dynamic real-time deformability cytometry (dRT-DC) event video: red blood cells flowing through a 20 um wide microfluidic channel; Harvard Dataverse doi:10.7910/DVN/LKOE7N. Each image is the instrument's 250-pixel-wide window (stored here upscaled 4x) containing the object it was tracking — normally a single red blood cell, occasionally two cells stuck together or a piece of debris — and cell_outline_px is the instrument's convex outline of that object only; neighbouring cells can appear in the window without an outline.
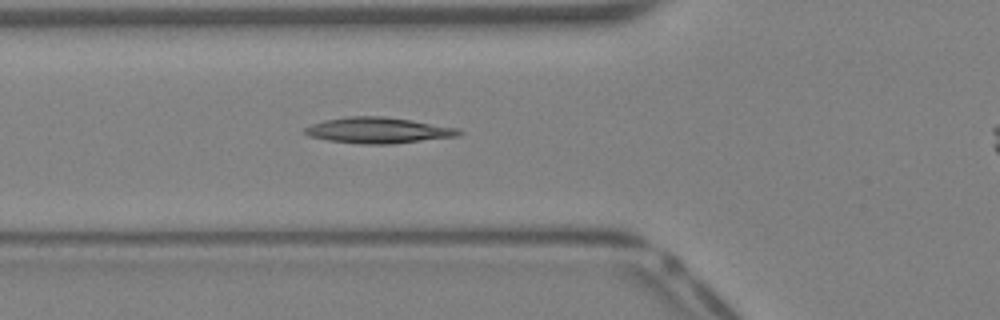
{"species": "Egyptian fruit bat (a non-hibernating species)", "species_latin": "Rousettus aegyptiacus", "temperature_condition": "warm", "stored_images_in_passage": 29, "camera_frame_rate_fps": 3000, "um_per_image_px": 0.085, "animal": {"sex": "female"}, "frame": {"image": 1, "passage_image": 8, "time_ms": 2.333, "image_size_px": [1000, 320], "cell_outline_px": [[464, 132], [456, 136], [392, 144], [360, 144], [328, 140], [308, 136], [304, 132], [304, 128], [312, 124], [324, 120], [348, 116], [380, 116], [412, 120], [460, 128]], "centroid_in_image_um": [32.15, 11.07], "position_along_channel_um": 93.7, "area_um2": 23.24}}
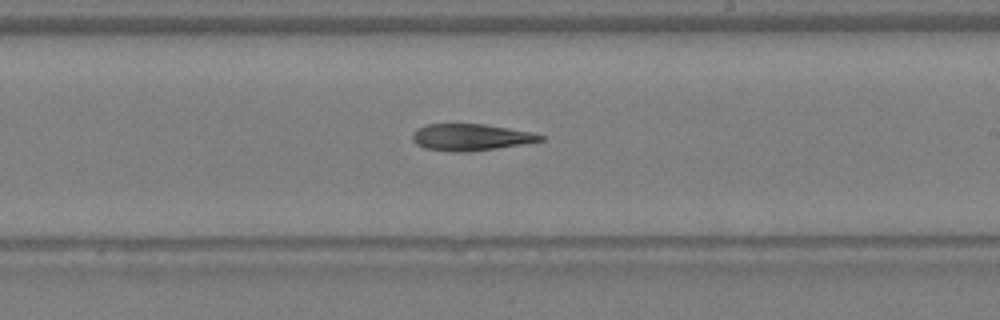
{"frame": {"image": 2, "passage_image": 17, "time_ms": 5.333, "image_size_px": [1000, 320], "cell_outline_px": [[544, 140], [496, 148], [468, 152], [456, 152], [424, 148], [416, 144], [412, 140], [412, 132], [416, 128], [428, 124], [484, 124], [532, 132], [544, 136]], "centroid_in_image_um": [39.96, 11.66], "position_along_channel_um": 249.0, "area_um2": 19.83}}
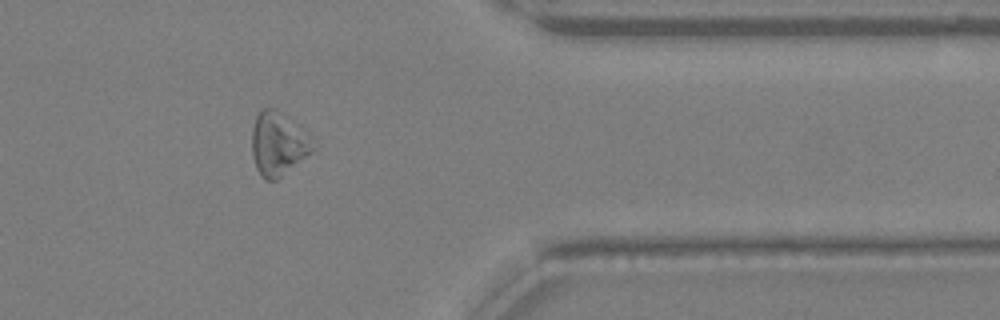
{"frame": {"image": 3, "passage_image": 26, "time_ms": 8.333, "image_size_px": [1000, 320], "cell_outline_px": [[316, 148], [312, 152], [276, 180], [264, 180], [260, 176], [256, 168], [252, 152], [252, 128], [256, 116], [260, 108], [276, 108]], "centroid_in_image_um": [23.54, 12.27], "position_along_channel_um": 387.9, "area_um2": 21.62}}